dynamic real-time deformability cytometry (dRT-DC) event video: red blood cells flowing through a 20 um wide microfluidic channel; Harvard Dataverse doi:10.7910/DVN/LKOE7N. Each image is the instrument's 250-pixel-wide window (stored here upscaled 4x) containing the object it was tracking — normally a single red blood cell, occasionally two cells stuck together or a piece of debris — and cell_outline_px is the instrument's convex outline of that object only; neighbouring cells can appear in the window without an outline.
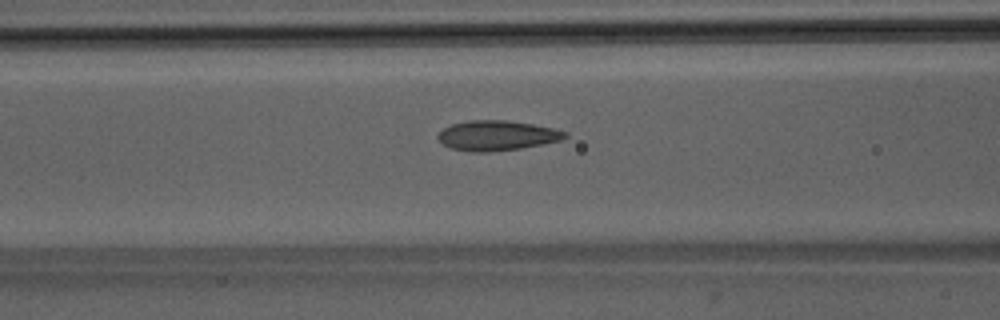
{"species": "Egyptian fruit bat (a non-hibernating species)", "species_latin": "Rousettus aegyptiacus", "temperature_condition": "room temperature", "stored_images_in_passage": 39, "camera_frame_rate_fps": 3000, "um_per_image_px": 0.085, "animal": {"sex": "male"}, "frame": {"image": 1, "passage_image": 9, "time_ms": 2.667, "image_size_px": [1000, 320], "cell_outline_px": [[568, 136], [560, 140], [520, 148], [488, 152], [468, 152], [448, 148], [436, 136], [444, 128], [452, 124], [468, 120], [504, 120], [532, 124], [552, 128], [568, 132]], "centroid_in_image_um": [42.2, 11.52], "position_along_channel_um": 124.4, "area_um2": 22.08}}
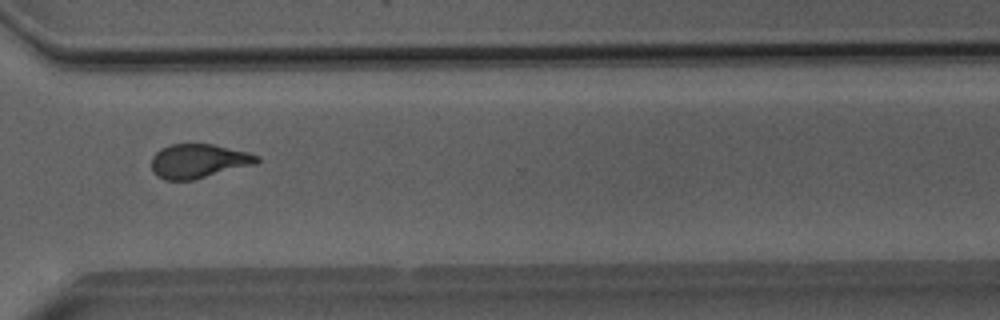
{"frame": {"image": 2, "passage_image": 26, "time_ms": 8.333, "image_size_px": [1000, 320], "cell_outline_px": [[260, 160], [256, 164], [192, 180], [164, 180], [156, 176], [152, 172], [152, 156], [160, 148], [172, 144], [212, 144], [248, 152], [260, 156]], "centroid_in_image_um": [16.86, 13.69], "position_along_channel_um": 353.7, "area_um2": 21.04}}
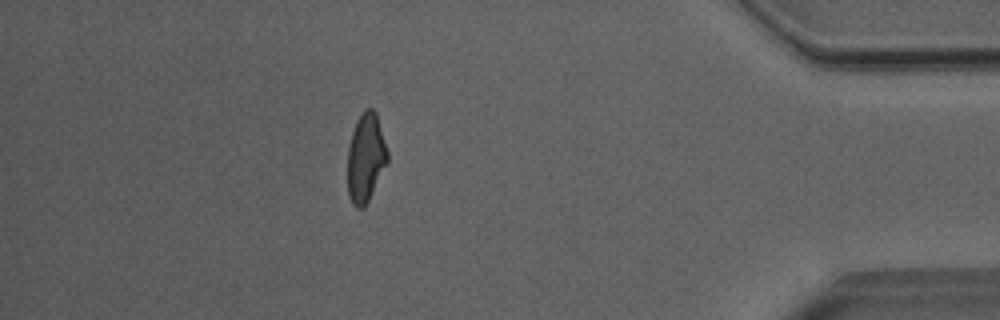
{"frame": {"image": 3, "passage_image": 33, "time_ms": 10.667, "image_size_px": [1000, 320], "cell_outline_px": [[388, 160], [364, 208], [356, 208], [352, 204], [348, 196], [348, 148], [352, 132], [356, 120], [364, 108], [372, 108], [376, 112], [388, 152]], "centroid_in_image_um": [31.07, 13.39], "position_along_channel_um": 404.1, "area_um2": 20.52}, "authors_computed_cell_mechanics": {"area_um2": 21.2126, "velocity_mm_per_s": 4.0544, "shape_relaxation_time_tau1_ms": 9.1734, "shape_relaxation_time_tau2_ms": 1.318, "deformation_change_tau1": 0.2193, "deformation_change_tau2": 0.0831}}